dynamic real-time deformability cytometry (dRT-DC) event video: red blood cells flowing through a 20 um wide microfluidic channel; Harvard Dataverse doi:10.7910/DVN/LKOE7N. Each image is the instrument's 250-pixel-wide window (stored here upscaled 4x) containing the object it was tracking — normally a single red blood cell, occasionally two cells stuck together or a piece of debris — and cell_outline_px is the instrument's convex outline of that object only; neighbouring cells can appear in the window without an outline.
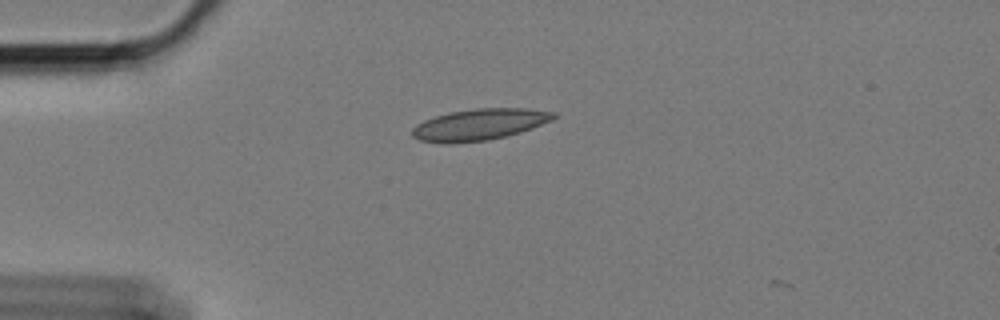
{"species": "Egyptian fruit bat (a non-hibernating species)", "species_latin": "Rousettus aegyptiacus", "temperature_condition": "cold", "stored_images_in_passage": 7, "camera_frame_rate_fps": 3000, "um_per_image_px": 0.085, "animal": {"sex": "female"}, "frame": {"image": 1, "passage_image": 4, "time_ms": 1.0, "image_size_px": [1000, 320], "cell_outline_px": [[556, 116], [552, 120], [532, 128], [520, 132], [488, 140], [448, 144], [420, 140], [412, 136], [412, 128], [416, 124], [424, 120], [448, 112], [472, 108], [524, 108], [556, 112]], "centroid_in_image_um": [40.73, 10.58], "position_along_channel_um": 44.3, "area_um2": 25.89}}